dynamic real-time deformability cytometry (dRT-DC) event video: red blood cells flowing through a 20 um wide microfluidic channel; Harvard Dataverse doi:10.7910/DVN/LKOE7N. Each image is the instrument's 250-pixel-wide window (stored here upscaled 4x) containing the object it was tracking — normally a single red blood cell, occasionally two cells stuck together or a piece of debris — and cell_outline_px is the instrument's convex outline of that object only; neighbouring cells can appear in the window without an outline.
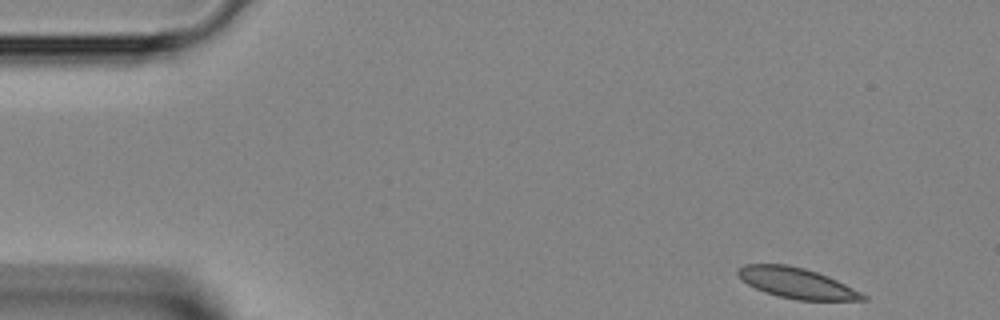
{"species": "Egyptian fruit bat (a non-hibernating species)", "species_latin": "Rousettus aegyptiacus", "temperature_condition": "room temperature", "stored_images_in_passage": 41, "camera_frame_rate_fps": 3000, "um_per_image_px": 0.085, "animal": {"sex": "female"}, "frame": {"image": 1, "passage_image": 1, "time_ms": 0.0, "image_size_px": [1000, 320], "cell_outline_px": [[868, 300], [796, 300], [776, 296], [764, 292], [740, 280], [736, 272], [736, 268], [744, 264], [788, 264], [804, 268], [828, 276], [868, 296]], "centroid_in_image_um": [67.66, 24.05], "position_along_channel_um": 17.3, "area_um2": 22.31}}
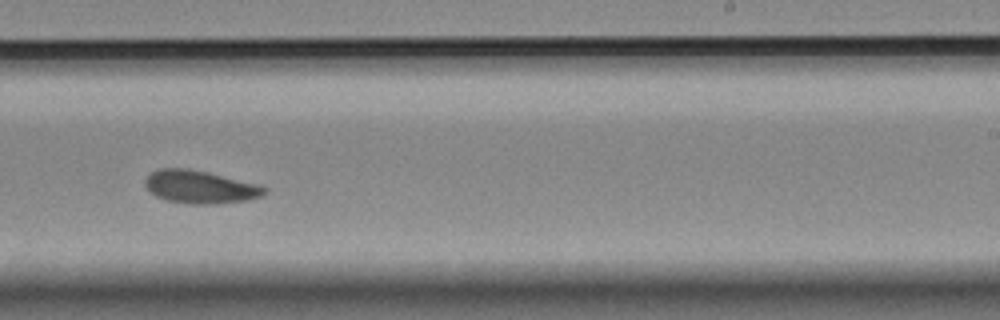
{"frame": {"image": 2, "passage_image": 24, "time_ms": 7.667, "image_size_px": [1000, 320], "cell_outline_px": [[268, 192], [260, 196], [248, 200], [216, 204], [192, 204], [168, 200], [156, 196], [144, 184], [144, 180], [152, 172], [160, 168], [188, 168], [208, 172], [260, 184], [268, 188]], "centroid_in_image_um": [17.06, 15.88], "position_along_channel_um": 271.9, "area_um2": 22.95}}
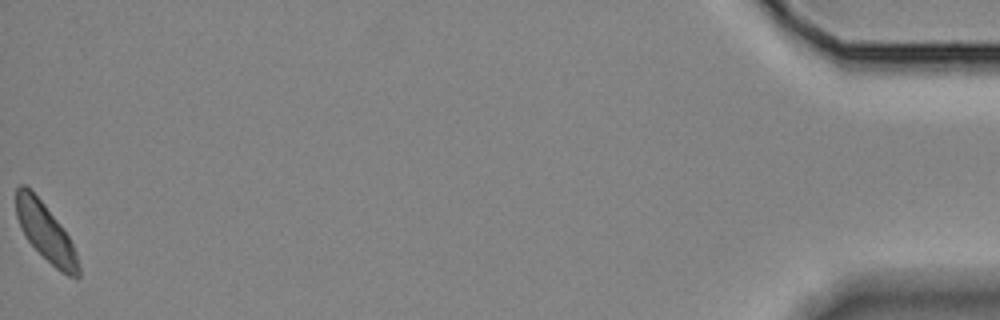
{"frame": {"image": 3, "passage_image": 41, "time_ms": 13.333, "image_size_px": [1000, 320], "cell_outline_px": [[80, 276], [76, 280], [60, 272], [28, 240], [20, 228], [16, 216], [16, 188], [20, 184], [24, 184], [44, 204], [60, 224], [68, 236], [76, 252], [80, 268]], "centroid_in_image_um": [3.89, 19.77], "position_along_channel_um": 431.3, "area_um2": 20.69}}